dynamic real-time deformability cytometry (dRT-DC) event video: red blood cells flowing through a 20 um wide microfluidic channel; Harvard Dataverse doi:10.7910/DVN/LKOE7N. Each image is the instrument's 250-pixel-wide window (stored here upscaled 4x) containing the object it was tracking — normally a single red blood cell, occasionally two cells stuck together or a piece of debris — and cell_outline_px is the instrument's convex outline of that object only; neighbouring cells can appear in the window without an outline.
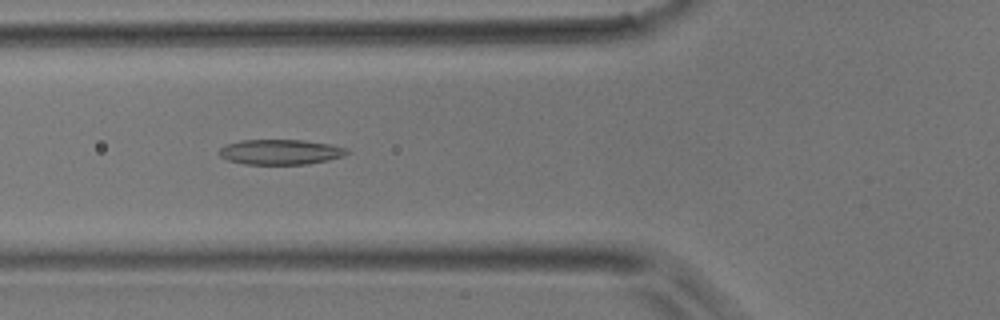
{"species": "common noctule bat (a hibernating species)", "species_latin": "Nyctalus noctula", "temperature_condition": "room temperature", "stored_images_in_passage": 46, "camera_frame_rate_fps": 3000, "um_per_image_px": 0.085, "animal": {"sex": "male", "body_mass_g": 17.9}, "frame": {"image": 1, "passage_image": 16, "time_ms": 5.0, "image_size_px": [1000, 320], "cell_outline_px": [[348, 152], [344, 156], [328, 160], [308, 164], [244, 164], [228, 160], [220, 156], [216, 152], [224, 144], [240, 140], [304, 140], [328, 144], [348, 148]], "centroid_in_image_um": [23.79, 12.91], "position_along_channel_um": 102.0, "area_um2": 18.84}}
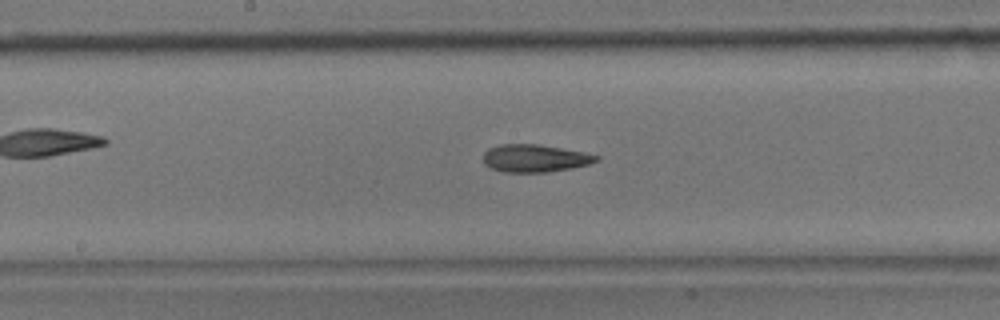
{"frame": {"image": 2, "passage_image": 23, "time_ms": 7.333, "image_size_px": [1000, 320], "cell_outline_px": [[600, 160], [588, 164], [572, 168], [548, 172], [504, 172], [492, 168], [484, 164], [484, 152], [488, 148], [500, 144], [536, 144], [584, 152], [600, 156]], "centroid_in_image_um": [45.46, 13.45], "position_along_channel_um": 202.7, "area_um2": 18.15}}
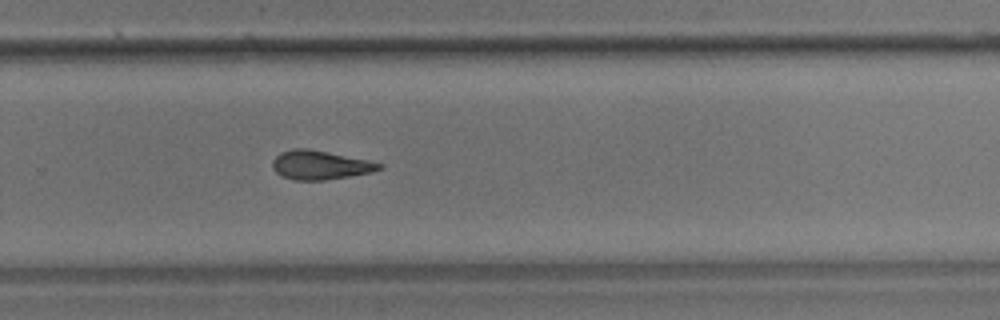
{"frame": {"image": 3, "passage_image": 30, "time_ms": 9.667, "image_size_px": [1000, 320], "cell_outline_px": [[384, 168], [372, 172], [324, 180], [296, 180], [284, 176], [276, 172], [272, 168], [272, 160], [280, 152], [292, 148], [308, 148], [368, 160], [384, 164]], "centroid_in_image_um": [27.21, 14.01], "position_along_channel_um": 302.6, "area_um2": 17.98}}